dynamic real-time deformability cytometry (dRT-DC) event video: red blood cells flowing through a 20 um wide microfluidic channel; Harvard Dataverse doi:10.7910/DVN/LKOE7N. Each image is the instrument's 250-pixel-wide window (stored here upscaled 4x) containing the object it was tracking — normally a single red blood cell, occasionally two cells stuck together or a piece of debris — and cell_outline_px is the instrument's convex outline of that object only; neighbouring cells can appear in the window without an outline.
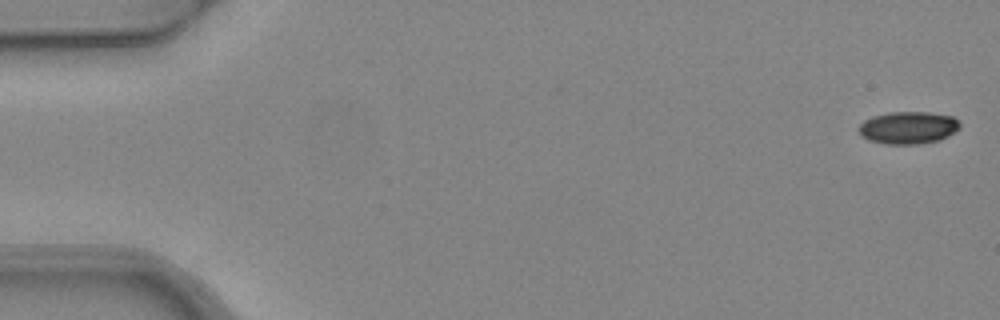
{"species": "common noctule bat (a hibernating species)", "species_latin": "Nyctalus noctula", "temperature_condition": "warm", "stored_images_in_passage": 6, "segment_of_instrument_passage": [1, 2], "camera_frame_rate_fps": 3000, "um_per_image_px": 0.085, "animal": {"sex": "female", "body_mass_g": 24.6, "forearm_length_mm": 56.2}, "frame": {"image": 1, "passage_image": 1, "time_ms": 0.0, "image_size_px": [1000, 320], "cell_outline_px": [[960, 128], [948, 136], [940, 140], [920, 144], [884, 144], [868, 140], [860, 136], [860, 124], [864, 120], [872, 116], [888, 112], [928, 112], [952, 116], [960, 120]], "centroid_in_image_um": [77.21, 10.85], "position_along_channel_um": 7.8, "area_um2": 19.31}}
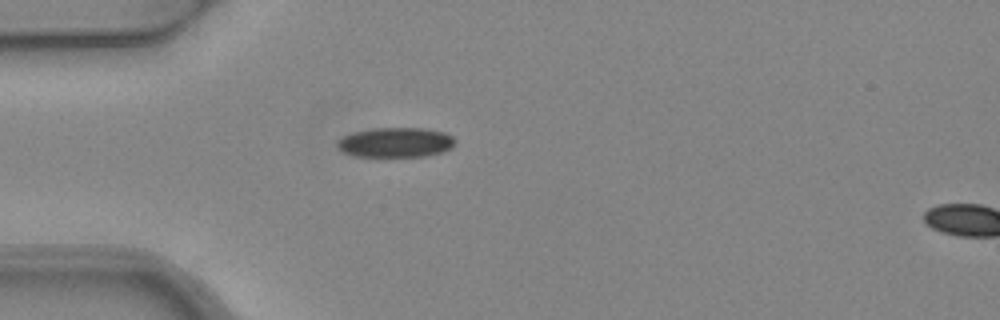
{"frame": {"image": 2, "passage_image": 5, "time_ms": 1.333, "image_size_px": [1000, 320], "cell_outline_px": [[456, 144], [452, 148], [444, 152], [424, 156], [356, 156], [344, 152], [336, 148], [336, 140], [352, 132], [372, 128], [424, 128], [444, 132], [452, 136], [456, 140]], "centroid_in_image_um": [33.64, 12.1], "position_along_channel_um": 51.4, "area_um2": 20.69}}